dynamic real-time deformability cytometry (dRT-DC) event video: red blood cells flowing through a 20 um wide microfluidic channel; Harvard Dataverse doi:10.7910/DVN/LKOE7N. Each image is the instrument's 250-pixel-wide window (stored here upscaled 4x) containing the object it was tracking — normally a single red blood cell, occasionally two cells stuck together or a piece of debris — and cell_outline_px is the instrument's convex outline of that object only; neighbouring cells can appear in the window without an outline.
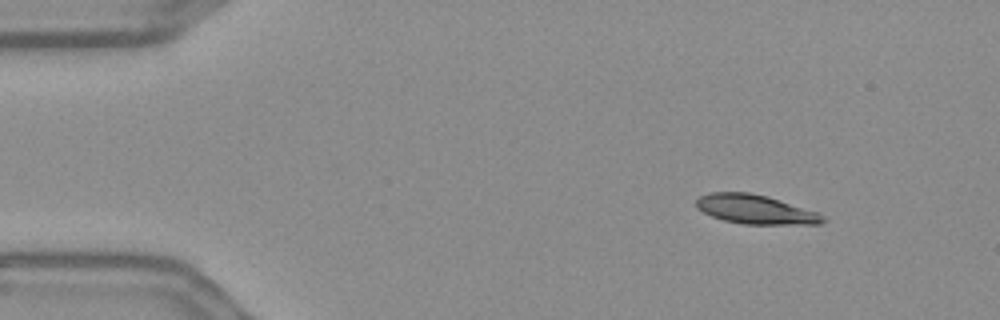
{"species": "Egyptian fruit bat (a non-hibernating species)", "species_latin": "Rousettus aegyptiacus", "temperature_condition": "warm", "stored_images_in_passage": 50, "camera_frame_rate_fps": 3000, "um_per_image_px": 0.085, "frame": {"image": 1, "passage_image": 1, "time_ms": 0.0, "image_size_px": [1000, 320], "cell_outline_px": [[828, 220], [820, 224], [744, 224], [724, 220], [712, 216], [696, 208], [696, 200], [700, 196], [708, 192], [748, 192], [768, 196], [820, 212]], "centroid_in_image_um": [64.25, 17.79], "position_along_channel_um": 20.7, "area_um2": 21.73}}
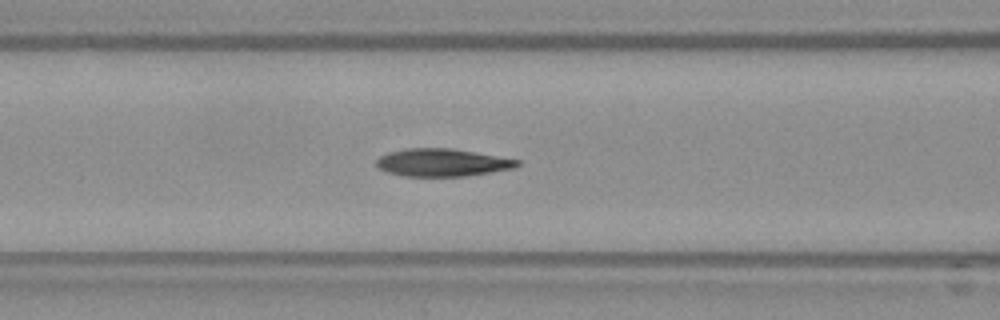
{"frame": {"image": 2, "passage_image": 17, "time_ms": 5.333, "image_size_px": [1000, 320], "cell_outline_px": [[520, 164], [516, 168], [468, 176], [404, 176], [388, 172], [376, 168], [376, 160], [380, 156], [388, 152], [408, 148], [452, 148], [476, 152], [520, 160]], "centroid_in_image_um": [37.6, 13.81], "position_along_channel_um": 129.0, "area_um2": 22.89}}
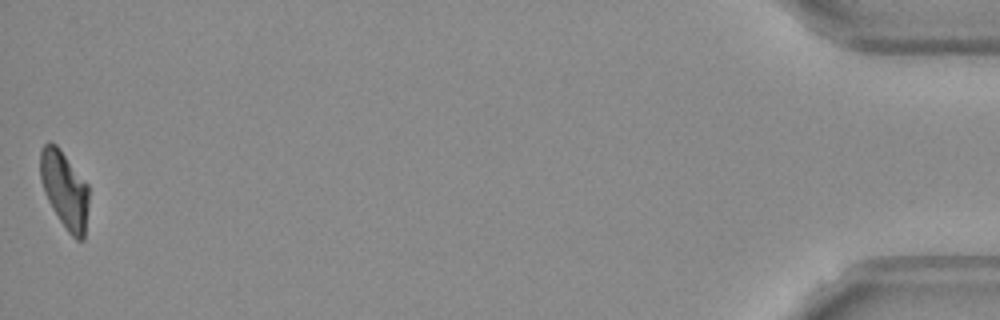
{"frame": {"image": 3, "passage_image": 50, "time_ms": 16.333, "image_size_px": [1000, 320], "cell_outline_px": [[88, 204], [84, 240], [76, 240], [68, 232], [52, 208], [48, 200], [40, 180], [40, 148], [48, 140], [56, 144], [88, 184]], "centroid_in_image_um": [5.48, 16.1], "position_along_channel_um": 429.7, "area_um2": 21.79}, "authors_computed_cell_mechanics": {"area_um2": 23.0911, "velocity_mm_per_s": 3.612, "shape_relaxation_time_tau1_ms": 6.7916, "shape_relaxation_time_tau2_ms": 7.3602, "deformation_change_tau1": 0.1822, "deformation_change_tau2": 0.1124}}